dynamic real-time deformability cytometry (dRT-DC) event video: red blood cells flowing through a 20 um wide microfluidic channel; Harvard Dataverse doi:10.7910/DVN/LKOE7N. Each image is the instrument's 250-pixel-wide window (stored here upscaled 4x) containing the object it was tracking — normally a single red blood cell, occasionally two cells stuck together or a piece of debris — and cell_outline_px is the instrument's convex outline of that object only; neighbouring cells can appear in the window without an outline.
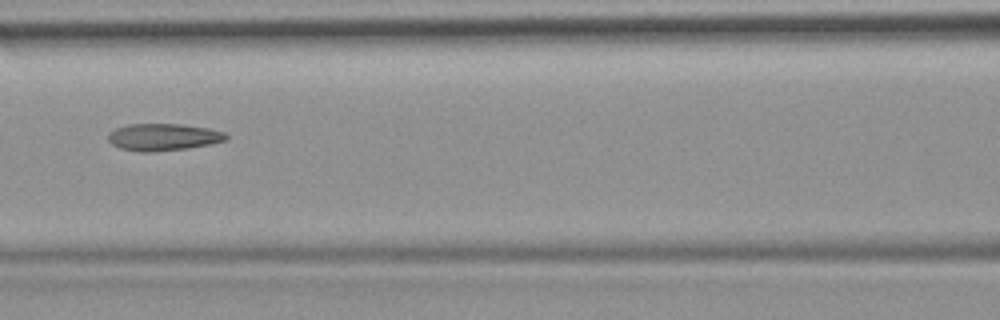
{"species": "common noctule bat (a hibernating species)", "species_latin": "Nyctalus noctula", "temperature_condition": "room temperature", "stored_images_in_passage": 7, "camera_frame_rate_fps": 3000, "um_per_image_px": 0.085, "animal": {"sex": "female", "body_mass_g": 19.9}, "frame": {"image": 1, "passage_image": 4, "time_ms": 3.667, "image_size_px": [1000, 320], "cell_outline_px": [[228, 140], [212, 144], [188, 148], [152, 152], [140, 152], [120, 148], [112, 144], [108, 140], [108, 132], [116, 128], [128, 124], [180, 124], [208, 128], [224, 132], [228, 136]], "centroid_in_image_um": [13.88, 11.65], "position_along_channel_um": 152.7, "area_um2": 18.73}}
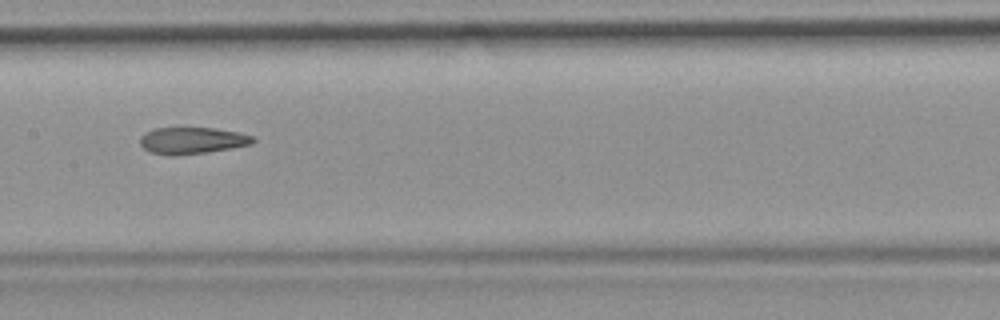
{"frame": {"image": 2, "passage_image": 5, "time_ms": 4.667, "image_size_px": [1000, 320], "cell_outline_px": [[256, 140], [252, 144], [232, 148], [208, 152], [176, 156], [172, 156], [148, 152], [140, 144], [140, 136], [144, 132], [156, 128], [216, 128], [240, 132], [256, 136]], "centroid_in_image_um": [16.36, 11.95], "position_along_channel_um": 191.0, "area_um2": 17.92}}